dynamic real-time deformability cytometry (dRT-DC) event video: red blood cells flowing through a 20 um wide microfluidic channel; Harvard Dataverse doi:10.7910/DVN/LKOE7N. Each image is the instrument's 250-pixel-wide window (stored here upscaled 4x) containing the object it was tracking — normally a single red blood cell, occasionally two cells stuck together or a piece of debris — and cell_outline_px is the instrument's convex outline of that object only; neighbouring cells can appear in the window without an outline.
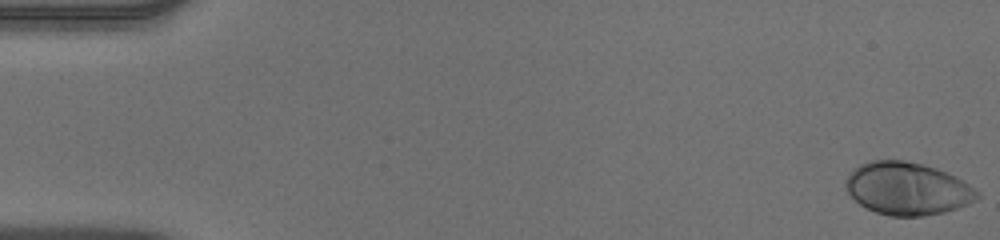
{"species": "human", "species_latin": "Homo sapiens", "temperature_condition": "warm", "stored_images_in_passage": 52, "camera_frame_rate_fps": 3000, "um_per_image_px": 0.085, "donor": {"sex": "male"}, "frame": {"image": 1, "passage_image": 1, "time_ms": 0.0, "image_size_px": [1000, 240], "cell_outline_px": [[980, 196], [976, 200], [968, 204], [944, 212], [924, 216], [888, 216], [876, 212], [860, 204], [848, 192], [844, 184], [844, 180], [848, 172], [860, 164], [872, 160], [904, 160], [924, 164], [936, 168], [956, 176], [964, 180], [980, 192]], "centroid_in_image_um": [77.13, 16.02], "position_along_channel_um": 7.9, "area_um2": 40.63}}
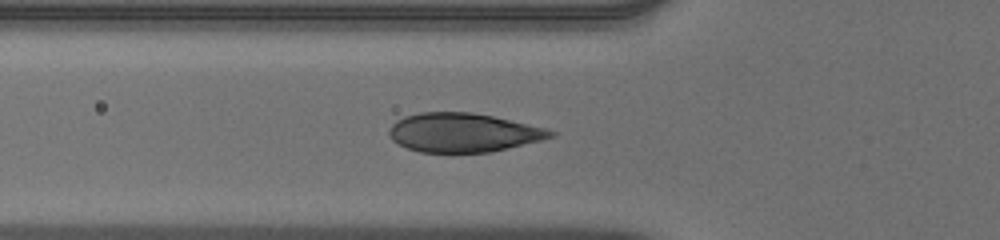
{"frame": {"image": 2, "passage_image": 19, "time_ms": 6.0, "image_size_px": [1000, 240], "cell_outline_px": [[556, 136], [492, 152], [420, 152], [408, 148], [392, 140], [388, 132], [392, 124], [396, 120], [404, 116], [420, 112], [472, 112], [492, 116], [548, 128], [556, 132]], "centroid_in_image_um": [39.38, 11.26], "position_along_channel_um": 86.4, "area_um2": 36.59}}
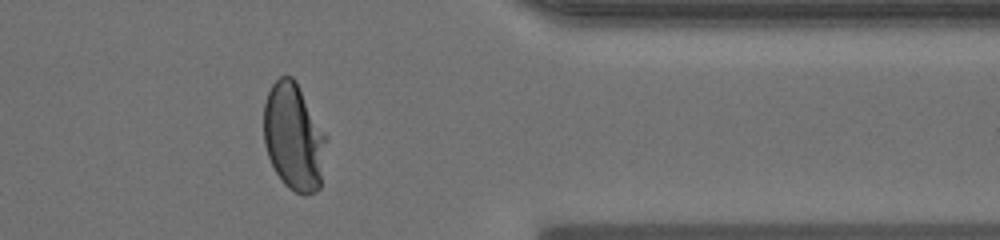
{"frame": {"image": 3, "passage_image": 43, "time_ms": 14.0, "image_size_px": [1000, 240], "cell_outline_px": [[328, 136], [320, 188], [316, 192], [304, 196], [288, 188], [284, 184], [276, 172], [268, 156], [264, 144], [264, 104], [268, 92], [272, 84], [280, 76], [292, 76], [296, 80]], "centroid_in_image_um": [24.99, 11.64], "position_along_channel_um": 386.4, "area_um2": 39.54}, "authors_computed_cell_mechanics": {"area_um2": 38.3214, "velocity_mm_per_s": 3.921, "shape_relaxation_time_tau1_ms": 3.2793, "shape_relaxation_time_tau2_ms": null, "deformation_change_tau1": 0.1913, "deformation_change_tau2": null}}